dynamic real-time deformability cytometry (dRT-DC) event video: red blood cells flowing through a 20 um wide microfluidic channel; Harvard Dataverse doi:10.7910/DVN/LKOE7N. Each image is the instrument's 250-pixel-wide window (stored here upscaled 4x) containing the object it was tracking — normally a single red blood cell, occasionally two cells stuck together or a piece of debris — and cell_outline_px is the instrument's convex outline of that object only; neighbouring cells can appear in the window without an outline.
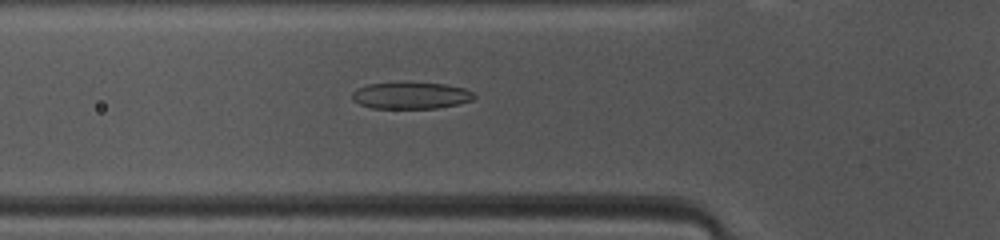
{"species": "common noctule bat (a hibernating species)", "species_latin": "Nyctalus noctula", "temperature_condition": "warm", "stored_images_in_passage": 45, "camera_frame_rate_fps": 3000, "um_per_image_px": 0.085, "animal": {"sex": "female", "body_mass_g": 10.0, "forearm_length_mm": 53.1}, "frame": {"image": 1, "passage_image": 13, "time_ms": 4.0, "image_size_px": [1000, 240], "cell_outline_px": [[476, 96], [472, 100], [456, 104], [436, 108], [372, 108], [360, 104], [352, 100], [352, 92], [368, 84], [444, 84], [464, 88], [472, 92]], "centroid_in_image_um": [34.93, 8.14], "position_along_channel_um": 90.9, "area_um2": 18.32}}
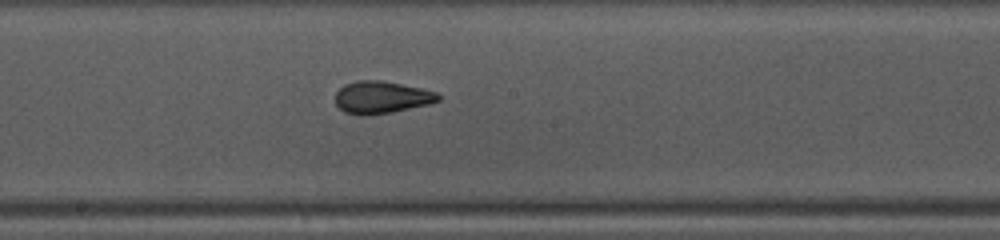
{"frame": {"image": 2, "passage_image": 22, "time_ms": 7.0, "image_size_px": [1000, 240], "cell_outline_px": [[440, 100], [428, 104], [392, 112], [364, 116], [360, 116], [344, 112], [336, 104], [336, 92], [344, 84], [356, 80], [384, 80], [420, 88], [436, 92], [440, 96]], "centroid_in_image_um": [32.4, 8.27], "position_along_channel_um": 215.8, "area_um2": 19.42}}
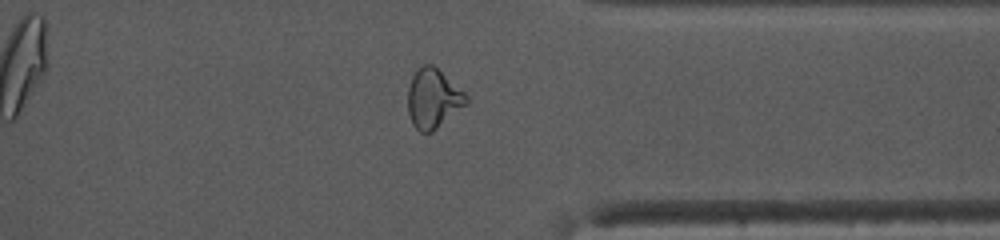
{"frame": {"image": 3, "passage_image": 34, "time_ms": 11.0, "image_size_px": [1000, 240], "cell_outline_px": [[468, 104], [432, 132], [420, 132], [412, 124], [408, 112], [408, 88], [412, 76], [416, 68], [424, 64], [432, 64], [464, 92], [468, 96]], "centroid_in_image_um": [36.81, 8.38], "position_along_channel_um": 374.6, "area_um2": 20.23}, "authors_computed_cell_mechanics": {"area_um2": 19.5942, "velocity_mm_per_s": 4.1261, "shape_relaxation_time_tau1_ms": 2.954, "shape_relaxation_time_tau2_ms": 1.3129, "deformation_change_tau1": 0.1652, "deformation_change_tau2": 0.0861}}